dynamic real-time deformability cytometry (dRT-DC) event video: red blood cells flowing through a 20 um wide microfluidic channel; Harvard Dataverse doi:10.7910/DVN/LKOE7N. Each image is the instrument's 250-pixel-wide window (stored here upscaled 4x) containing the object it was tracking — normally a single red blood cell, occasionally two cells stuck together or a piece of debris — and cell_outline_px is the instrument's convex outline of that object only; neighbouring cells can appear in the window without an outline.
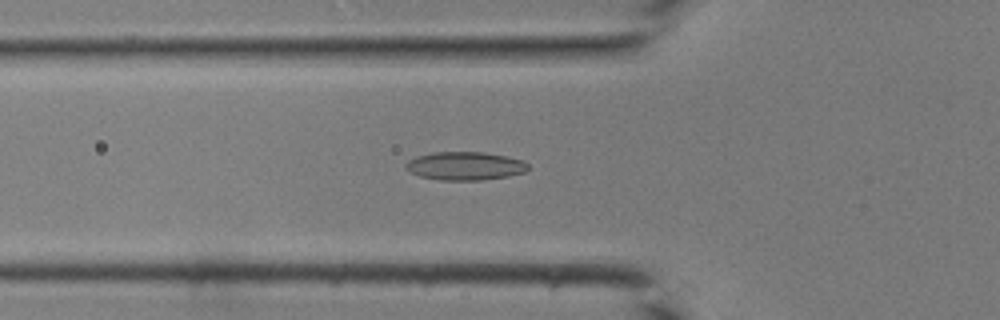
{"species": "common noctule bat (a hibernating species)", "species_latin": "Nyctalus noctula", "temperature_condition": "room temperature", "stored_images_in_passage": 43, "camera_frame_rate_fps": 3000, "um_per_image_px": 0.085, "animal": {"sex": "male", "body_mass_g": 19.0, "forearm_length_mm": 50.8}, "frame": {"image": 1, "passage_image": 16, "time_ms": 5.0, "image_size_px": [1000, 320], "cell_outline_px": [[528, 168], [524, 172], [508, 176], [484, 180], [440, 180], [420, 176], [408, 172], [404, 168], [404, 164], [408, 160], [416, 156], [432, 152], [484, 152], [508, 156], [524, 160], [528, 164]], "centroid_in_image_um": [39.5, 14.1], "position_along_channel_um": 86.3, "area_um2": 20.46}}
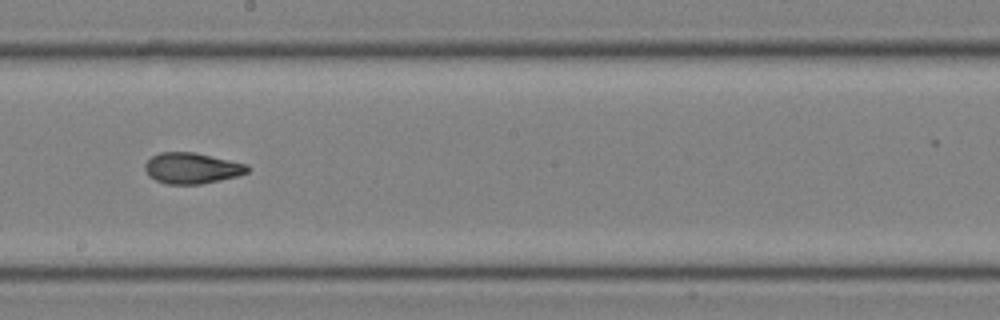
{"frame": {"image": 2, "passage_image": 25, "time_ms": 8.0, "image_size_px": [1000, 320], "cell_outline_px": [[248, 172], [240, 176], [200, 184], [168, 184], [156, 180], [148, 176], [144, 168], [144, 164], [152, 156], [160, 152], [196, 152], [248, 164]], "centroid_in_image_um": [16.32, 14.29], "position_along_channel_um": 231.9, "area_um2": 18.61}}
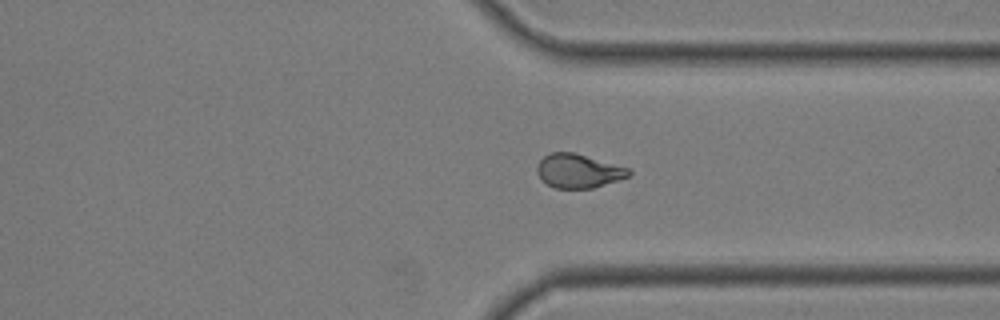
{"frame": {"image": 3, "passage_image": 33, "time_ms": 10.667, "image_size_px": [1000, 320], "cell_outline_px": [[632, 172], [628, 176], [592, 188], [556, 188], [540, 180], [536, 172], [536, 168], [540, 160], [544, 156], [552, 152], [572, 152], [628, 168]], "centroid_in_image_um": [49.1, 14.53], "position_along_channel_um": 362.3, "area_um2": 17.8}}